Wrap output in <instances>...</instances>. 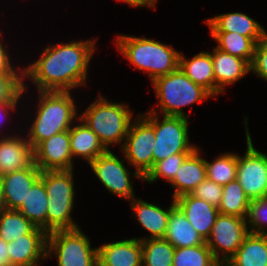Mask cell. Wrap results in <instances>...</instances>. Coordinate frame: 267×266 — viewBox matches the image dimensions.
<instances>
[{
	"mask_svg": "<svg viewBox=\"0 0 267 266\" xmlns=\"http://www.w3.org/2000/svg\"><path fill=\"white\" fill-rule=\"evenodd\" d=\"M179 68L192 82L202 86L215 98V78L209 52L202 51L190 60L180 52Z\"/></svg>",
	"mask_w": 267,
	"mask_h": 266,
	"instance_id": "obj_23",
	"label": "cell"
},
{
	"mask_svg": "<svg viewBox=\"0 0 267 266\" xmlns=\"http://www.w3.org/2000/svg\"><path fill=\"white\" fill-rule=\"evenodd\" d=\"M155 141L154 113L149 111L139 113L138 118L132 120L120 150L127 164L136 169L132 175L134 178L144 181L143 178L152 169Z\"/></svg>",
	"mask_w": 267,
	"mask_h": 266,
	"instance_id": "obj_6",
	"label": "cell"
},
{
	"mask_svg": "<svg viewBox=\"0 0 267 266\" xmlns=\"http://www.w3.org/2000/svg\"><path fill=\"white\" fill-rule=\"evenodd\" d=\"M250 72L267 81V50L259 42L255 48Z\"/></svg>",
	"mask_w": 267,
	"mask_h": 266,
	"instance_id": "obj_39",
	"label": "cell"
},
{
	"mask_svg": "<svg viewBox=\"0 0 267 266\" xmlns=\"http://www.w3.org/2000/svg\"><path fill=\"white\" fill-rule=\"evenodd\" d=\"M127 3L130 7H148V8H155V4L158 0H117Z\"/></svg>",
	"mask_w": 267,
	"mask_h": 266,
	"instance_id": "obj_42",
	"label": "cell"
},
{
	"mask_svg": "<svg viewBox=\"0 0 267 266\" xmlns=\"http://www.w3.org/2000/svg\"><path fill=\"white\" fill-rule=\"evenodd\" d=\"M259 43L267 50V31L265 30V28L263 29Z\"/></svg>",
	"mask_w": 267,
	"mask_h": 266,
	"instance_id": "obj_44",
	"label": "cell"
},
{
	"mask_svg": "<svg viewBox=\"0 0 267 266\" xmlns=\"http://www.w3.org/2000/svg\"><path fill=\"white\" fill-rule=\"evenodd\" d=\"M80 115V119L98 136L106 150H110L112 144L124 145L132 122L133 112L127 103L110 102L99 93Z\"/></svg>",
	"mask_w": 267,
	"mask_h": 266,
	"instance_id": "obj_4",
	"label": "cell"
},
{
	"mask_svg": "<svg viewBox=\"0 0 267 266\" xmlns=\"http://www.w3.org/2000/svg\"><path fill=\"white\" fill-rule=\"evenodd\" d=\"M23 75H0V102L19 101L27 90Z\"/></svg>",
	"mask_w": 267,
	"mask_h": 266,
	"instance_id": "obj_37",
	"label": "cell"
},
{
	"mask_svg": "<svg viewBox=\"0 0 267 266\" xmlns=\"http://www.w3.org/2000/svg\"><path fill=\"white\" fill-rule=\"evenodd\" d=\"M8 243L0 238V266H9Z\"/></svg>",
	"mask_w": 267,
	"mask_h": 266,
	"instance_id": "obj_43",
	"label": "cell"
},
{
	"mask_svg": "<svg viewBox=\"0 0 267 266\" xmlns=\"http://www.w3.org/2000/svg\"><path fill=\"white\" fill-rule=\"evenodd\" d=\"M164 239L175 248L193 247L205 243V240L177 206L170 212Z\"/></svg>",
	"mask_w": 267,
	"mask_h": 266,
	"instance_id": "obj_24",
	"label": "cell"
},
{
	"mask_svg": "<svg viewBox=\"0 0 267 266\" xmlns=\"http://www.w3.org/2000/svg\"><path fill=\"white\" fill-rule=\"evenodd\" d=\"M0 136H2L0 137V176L23 170L34 164V148L28 141L26 133L25 137L21 134L17 136L16 133L13 135L1 133Z\"/></svg>",
	"mask_w": 267,
	"mask_h": 266,
	"instance_id": "obj_14",
	"label": "cell"
},
{
	"mask_svg": "<svg viewBox=\"0 0 267 266\" xmlns=\"http://www.w3.org/2000/svg\"><path fill=\"white\" fill-rule=\"evenodd\" d=\"M19 103H20V101L19 102L18 101H5V102H0V117H1V119H3V120H0V122L1 121L3 122L5 120L7 121L6 118H8L7 117L8 114L10 112L14 111V110L16 111V109H17L16 106ZM5 116H6V118H5ZM2 122L0 124H2Z\"/></svg>",
	"mask_w": 267,
	"mask_h": 266,
	"instance_id": "obj_41",
	"label": "cell"
},
{
	"mask_svg": "<svg viewBox=\"0 0 267 266\" xmlns=\"http://www.w3.org/2000/svg\"><path fill=\"white\" fill-rule=\"evenodd\" d=\"M48 210V195L44 182L39 178L30 188L28 194L17 209L26 219L36 227L46 232V215Z\"/></svg>",
	"mask_w": 267,
	"mask_h": 266,
	"instance_id": "obj_26",
	"label": "cell"
},
{
	"mask_svg": "<svg viewBox=\"0 0 267 266\" xmlns=\"http://www.w3.org/2000/svg\"><path fill=\"white\" fill-rule=\"evenodd\" d=\"M244 119L247 150L243 156L237 154L236 180L252 200L267 197V154L254 147L247 125L248 118Z\"/></svg>",
	"mask_w": 267,
	"mask_h": 266,
	"instance_id": "obj_9",
	"label": "cell"
},
{
	"mask_svg": "<svg viewBox=\"0 0 267 266\" xmlns=\"http://www.w3.org/2000/svg\"><path fill=\"white\" fill-rule=\"evenodd\" d=\"M207 179L218 183L221 186L236 179L237 175V154L220 153L213 162L205 160Z\"/></svg>",
	"mask_w": 267,
	"mask_h": 266,
	"instance_id": "obj_33",
	"label": "cell"
},
{
	"mask_svg": "<svg viewBox=\"0 0 267 266\" xmlns=\"http://www.w3.org/2000/svg\"><path fill=\"white\" fill-rule=\"evenodd\" d=\"M130 203V208L135 213L134 215H136L137 223L150 234V236L139 237L137 239L142 241L146 239L164 238L170 212L176 206L175 201L173 200L171 205L166 209L136 197Z\"/></svg>",
	"mask_w": 267,
	"mask_h": 266,
	"instance_id": "obj_18",
	"label": "cell"
},
{
	"mask_svg": "<svg viewBox=\"0 0 267 266\" xmlns=\"http://www.w3.org/2000/svg\"><path fill=\"white\" fill-rule=\"evenodd\" d=\"M223 266H267V235L249 233Z\"/></svg>",
	"mask_w": 267,
	"mask_h": 266,
	"instance_id": "obj_25",
	"label": "cell"
},
{
	"mask_svg": "<svg viewBox=\"0 0 267 266\" xmlns=\"http://www.w3.org/2000/svg\"><path fill=\"white\" fill-rule=\"evenodd\" d=\"M4 209L6 208H5L4 198H3L2 185L0 181V212Z\"/></svg>",
	"mask_w": 267,
	"mask_h": 266,
	"instance_id": "obj_45",
	"label": "cell"
},
{
	"mask_svg": "<svg viewBox=\"0 0 267 266\" xmlns=\"http://www.w3.org/2000/svg\"><path fill=\"white\" fill-rule=\"evenodd\" d=\"M98 266H142V244L136 238L101 244Z\"/></svg>",
	"mask_w": 267,
	"mask_h": 266,
	"instance_id": "obj_17",
	"label": "cell"
},
{
	"mask_svg": "<svg viewBox=\"0 0 267 266\" xmlns=\"http://www.w3.org/2000/svg\"><path fill=\"white\" fill-rule=\"evenodd\" d=\"M96 39L48 45L35 62L23 68V78L38 91L70 92L87 85L89 63Z\"/></svg>",
	"mask_w": 267,
	"mask_h": 266,
	"instance_id": "obj_1",
	"label": "cell"
},
{
	"mask_svg": "<svg viewBox=\"0 0 267 266\" xmlns=\"http://www.w3.org/2000/svg\"><path fill=\"white\" fill-rule=\"evenodd\" d=\"M250 199L235 179L223 186V195L218 207L219 213L246 218Z\"/></svg>",
	"mask_w": 267,
	"mask_h": 266,
	"instance_id": "obj_30",
	"label": "cell"
},
{
	"mask_svg": "<svg viewBox=\"0 0 267 266\" xmlns=\"http://www.w3.org/2000/svg\"><path fill=\"white\" fill-rule=\"evenodd\" d=\"M142 244V266H173L175 247L164 238L146 239Z\"/></svg>",
	"mask_w": 267,
	"mask_h": 266,
	"instance_id": "obj_32",
	"label": "cell"
},
{
	"mask_svg": "<svg viewBox=\"0 0 267 266\" xmlns=\"http://www.w3.org/2000/svg\"><path fill=\"white\" fill-rule=\"evenodd\" d=\"M204 22L209 26L210 32H235L251 38L256 44L264 29L258 21L242 12L218 14Z\"/></svg>",
	"mask_w": 267,
	"mask_h": 266,
	"instance_id": "obj_21",
	"label": "cell"
},
{
	"mask_svg": "<svg viewBox=\"0 0 267 266\" xmlns=\"http://www.w3.org/2000/svg\"><path fill=\"white\" fill-rule=\"evenodd\" d=\"M190 153H176L162 161L155 163L152 169L148 172V174L143 178L144 182L154 183L159 178L166 179L168 183H170L182 162Z\"/></svg>",
	"mask_w": 267,
	"mask_h": 266,
	"instance_id": "obj_35",
	"label": "cell"
},
{
	"mask_svg": "<svg viewBox=\"0 0 267 266\" xmlns=\"http://www.w3.org/2000/svg\"><path fill=\"white\" fill-rule=\"evenodd\" d=\"M2 31H0V75H23V69L18 70L17 66L12 65L10 54L8 49L3 44V39H1Z\"/></svg>",
	"mask_w": 267,
	"mask_h": 266,
	"instance_id": "obj_40",
	"label": "cell"
},
{
	"mask_svg": "<svg viewBox=\"0 0 267 266\" xmlns=\"http://www.w3.org/2000/svg\"><path fill=\"white\" fill-rule=\"evenodd\" d=\"M174 201L190 224L206 241L211 233L216 217L219 215L218 208L191 194L179 196Z\"/></svg>",
	"mask_w": 267,
	"mask_h": 266,
	"instance_id": "obj_19",
	"label": "cell"
},
{
	"mask_svg": "<svg viewBox=\"0 0 267 266\" xmlns=\"http://www.w3.org/2000/svg\"><path fill=\"white\" fill-rule=\"evenodd\" d=\"M211 54L215 78V96L224 94L225 86L232 85L250 73V65L239 57L213 46Z\"/></svg>",
	"mask_w": 267,
	"mask_h": 266,
	"instance_id": "obj_16",
	"label": "cell"
},
{
	"mask_svg": "<svg viewBox=\"0 0 267 266\" xmlns=\"http://www.w3.org/2000/svg\"><path fill=\"white\" fill-rule=\"evenodd\" d=\"M116 42V43H115ZM114 43L135 69L147 72L149 80L172 73L179 67L180 51L150 38L119 35Z\"/></svg>",
	"mask_w": 267,
	"mask_h": 266,
	"instance_id": "obj_3",
	"label": "cell"
},
{
	"mask_svg": "<svg viewBox=\"0 0 267 266\" xmlns=\"http://www.w3.org/2000/svg\"><path fill=\"white\" fill-rule=\"evenodd\" d=\"M126 159H120L111 150L99 155L89 166L101 184L117 197L131 201L135 198L131 172L125 167Z\"/></svg>",
	"mask_w": 267,
	"mask_h": 266,
	"instance_id": "obj_11",
	"label": "cell"
},
{
	"mask_svg": "<svg viewBox=\"0 0 267 266\" xmlns=\"http://www.w3.org/2000/svg\"><path fill=\"white\" fill-rule=\"evenodd\" d=\"M151 84L155 89L160 110L153 108L149 112L162 116L188 118L189 115L185 114L183 107L213 97L202 86L192 82L179 67L172 73L157 77Z\"/></svg>",
	"mask_w": 267,
	"mask_h": 266,
	"instance_id": "obj_5",
	"label": "cell"
},
{
	"mask_svg": "<svg viewBox=\"0 0 267 266\" xmlns=\"http://www.w3.org/2000/svg\"><path fill=\"white\" fill-rule=\"evenodd\" d=\"M41 170L35 165L0 176L5 208L17 210L32 185L40 178Z\"/></svg>",
	"mask_w": 267,
	"mask_h": 266,
	"instance_id": "obj_15",
	"label": "cell"
},
{
	"mask_svg": "<svg viewBox=\"0 0 267 266\" xmlns=\"http://www.w3.org/2000/svg\"><path fill=\"white\" fill-rule=\"evenodd\" d=\"M191 195L218 208L223 195V186L206 178L192 191Z\"/></svg>",
	"mask_w": 267,
	"mask_h": 266,
	"instance_id": "obj_38",
	"label": "cell"
},
{
	"mask_svg": "<svg viewBox=\"0 0 267 266\" xmlns=\"http://www.w3.org/2000/svg\"><path fill=\"white\" fill-rule=\"evenodd\" d=\"M40 179L44 182L48 198L75 200L73 170L41 171Z\"/></svg>",
	"mask_w": 267,
	"mask_h": 266,
	"instance_id": "obj_28",
	"label": "cell"
},
{
	"mask_svg": "<svg viewBox=\"0 0 267 266\" xmlns=\"http://www.w3.org/2000/svg\"><path fill=\"white\" fill-rule=\"evenodd\" d=\"M71 93L38 91L36 115L27 133V139L34 149L52 135L69 131L79 119L77 104Z\"/></svg>",
	"mask_w": 267,
	"mask_h": 266,
	"instance_id": "obj_2",
	"label": "cell"
},
{
	"mask_svg": "<svg viewBox=\"0 0 267 266\" xmlns=\"http://www.w3.org/2000/svg\"><path fill=\"white\" fill-rule=\"evenodd\" d=\"M217 43V49L244 59L249 65L253 60L256 43L249 37L235 32H209Z\"/></svg>",
	"mask_w": 267,
	"mask_h": 266,
	"instance_id": "obj_27",
	"label": "cell"
},
{
	"mask_svg": "<svg viewBox=\"0 0 267 266\" xmlns=\"http://www.w3.org/2000/svg\"><path fill=\"white\" fill-rule=\"evenodd\" d=\"M246 223L249 233L267 235V197L250 201Z\"/></svg>",
	"mask_w": 267,
	"mask_h": 266,
	"instance_id": "obj_36",
	"label": "cell"
},
{
	"mask_svg": "<svg viewBox=\"0 0 267 266\" xmlns=\"http://www.w3.org/2000/svg\"><path fill=\"white\" fill-rule=\"evenodd\" d=\"M248 234L246 218L219 213L205 243L223 266L237 252Z\"/></svg>",
	"mask_w": 267,
	"mask_h": 266,
	"instance_id": "obj_10",
	"label": "cell"
},
{
	"mask_svg": "<svg viewBox=\"0 0 267 266\" xmlns=\"http://www.w3.org/2000/svg\"><path fill=\"white\" fill-rule=\"evenodd\" d=\"M161 116L154 113L155 145L153 165L176 153H192L197 146L191 144L188 134V119L185 117Z\"/></svg>",
	"mask_w": 267,
	"mask_h": 266,
	"instance_id": "obj_8",
	"label": "cell"
},
{
	"mask_svg": "<svg viewBox=\"0 0 267 266\" xmlns=\"http://www.w3.org/2000/svg\"><path fill=\"white\" fill-rule=\"evenodd\" d=\"M34 163L41 171L74 170L69 131L42 141L34 149Z\"/></svg>",
	"mask_w": 267,
	"mask_h": 266,
	"instance_id": "obj_12",
	"label": "cell"
},
{
	"mask_svg": "<svg viewBox=\"0 0 267 266\" xmlns=\"http://www.w3.org/2000/svg\"><path fill=\"white\" fill-rule=\"evenodd\" d=\"M75 200H59L48 198L46 215V233L58 230H72L80 226L74 222L71 214L74 210Z\"/></svg>",
	"mask_w": 267,
	"mask_h": 266,
	"instance_id": "obj_29",
	"label": "cell"
},
{
	"mask_svg": "<svg viewBox=\"0 0 267 266\" xmlns=\"http://www.w3.org/2000/svg\"><path fill=\"white\" fill-rule=\"evenodd\" d=\"M36 226L17 210L4 209L0 212V238L10 243L30 234Z\"/></svg>",
	"mask_w": 267,
	"mask_h": 266,
	"instance_id": "obj_31",
	"label": "cell"
},
{
	"mask_svg": "<svg viewBox=\"0 0 267 266\" xmlns=\"http://www.w3.org/2000/svg\"><path fill=\"white\" fill-rule=\"evenodd\" d=\"M97 252L98 248H91L90 239L80 227L47 236V259L55 255L58 266H98Z\"/></svg>",
	"mask_w": 267,
	"mask_h": 266,
	"instance_id": "obj_7",
	"label": "cell"
},
{
	"mask_svg": "<svg viewBox=\"0 0 267 266\" xmlns=\"http://www.w3.org/2000/svg\"><path fill=\"white\" fill-rule=\"evenodd\" d=\"M173 266H222L213 256L206 243L175 248Z\"/></svg>",
	"mask_w": 267,
	"mask_h": 266,
	"instance_id": "obj_34",
	"label": "cell"
},
{
	"mask_svg": "<svg viewBox=\"0 0 267 266\" xmlns=\"http://www.w3.org/2000/svg\"><path fill=\"white\" fill-rule=\"evenodd\" d=\"M47 236L36 227L30 234L8 243L9 266H40L47 260Z\"/></svg>",
	"mask_w": 267,
	"mask_h": 266,
	"instance_id": "obj_13",
	"label": "cell"
},
{
	"mask_svg": "<svg viewBox=\"0 0 267 266\" xmlns=\"http://www.w3.org/2000/svg\"><path fill=\"white\" fill-rule=\"evenodd\" d=\"M79 120V121H78ZM69 130L71 154L73 158L80 157L90 164L107 150L101 144L98 136L80 118Z\"/></svg>",
	"mask_w": 267,
	"mask_h": 266,
	"instance_id": "obj_22",
	"label": "cell"
},
{
	"mask_svg": "<svg viewBox=\"0 0 267 266\" xmlns=\"http://www.w3.org/2000/svg\"><path fill=\"white\" fill-rule=\"evenodd\" d=\"M197 147L179 167L173 180L169 183L174 188L173 200L192 191L206 178L205 158Z\"/></svg>",
	"mask_w": 267,
	"mask_h": 266,
	"instance_id": "obj_20",
	"label": "cell"
}]
</instances>
